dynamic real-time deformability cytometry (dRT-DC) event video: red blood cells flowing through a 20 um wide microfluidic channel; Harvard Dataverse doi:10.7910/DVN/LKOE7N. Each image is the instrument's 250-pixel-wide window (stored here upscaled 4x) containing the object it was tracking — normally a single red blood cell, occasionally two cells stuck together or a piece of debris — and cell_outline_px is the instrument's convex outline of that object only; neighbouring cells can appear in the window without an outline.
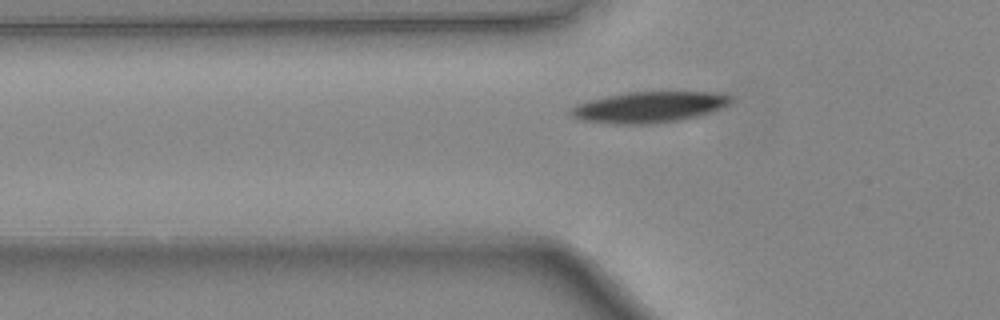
{"species": "common noctule bat (a hibernating species)", "species_latin": "Nyctalus noctula", "temperature_condition": "warm", "stored_images_in_passage": 25, "camera_frame_rate_fps": 3000, "um_per_image_px": 0.085, "animal": {"sex": "female", "body_mass_g": 24.6, "forearm_length_mm": 56.2}, "frame": {"image": 1, "passage_image": 2, "time_ms": 0.333, "image_size_px": [1000, 320], "cell_outline_px": [[732, 100], [728, 104], [720, 108], [696, 116], [680, 120], [652, 124], [612, 124], [580, 120], [572, 116], [568, 112], [568, 108], [576, 104], [588, 100], [628, 92], [724, 92]], "centroid_in_image_um": [55.1, 9.11], "position_along_channel_um": 70.7, "area_um2": 28.9}}
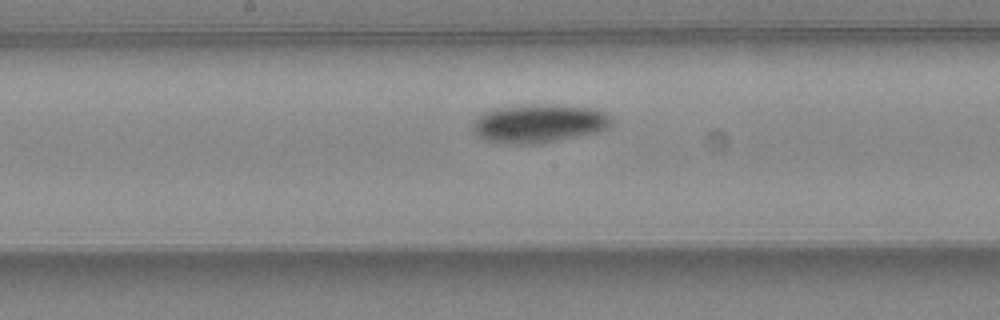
{"frame": {"image": 2, "passage_image": 11, "time_ms": 3.333, "image_size_px": [1000, 320], "cell_outline_px": [[612, 124], [608, 128], [600, 132], [540, 144], [496, 144], [484, 140], [476, 136], [472, 132], [472, 120], [484, 112], [492, 108], [528, 104], [544, 104], [596, 108], [608, 112], [612, 116]], "centroid_in_image_um": [45.79, 10.5], "position_along_channel_um": 202.4, "area_um2": 32.25}}
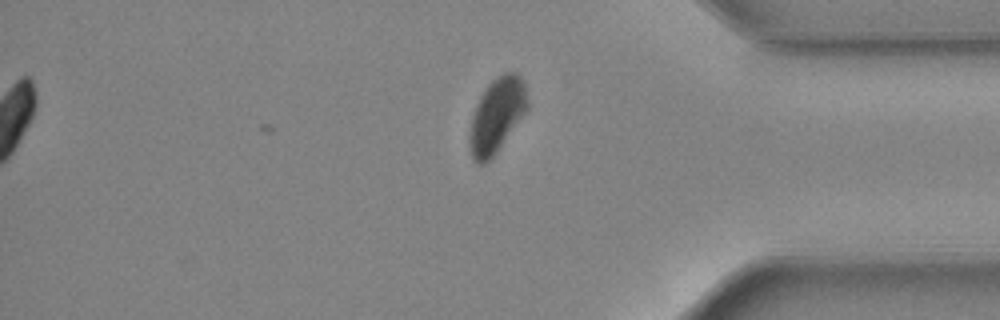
{"frame": {"image": 3, "passage_image": 25, "time_ms": 8.0, "image_size_px": [1000, 320], "cell_outline_px": [[528, 108], [496, 152], [484, 164], [476, 164], [472, 160], [468, 144], [468, 136], [472, 116], [476, 104], [480, 96], [488, 84], [496, 76], [504, 72], [516, 72], [524, 80], [528, 104]], "centroid_in_image_um": [42.2, 9.79], "position_along_channel_um": 393.0, "area_um2": 25.2}, "authors_computed_cell_mechanics": {"area_um2": 29.4202, "velocity_mm_per_s": 4.4215, "shape_relaxation_time_tau1_ms": 2.2132, "shape_relaxation_time_tau2_ms": null, "deformation_change_tau1": 0.1178, "deformation_change_tau2": null}}